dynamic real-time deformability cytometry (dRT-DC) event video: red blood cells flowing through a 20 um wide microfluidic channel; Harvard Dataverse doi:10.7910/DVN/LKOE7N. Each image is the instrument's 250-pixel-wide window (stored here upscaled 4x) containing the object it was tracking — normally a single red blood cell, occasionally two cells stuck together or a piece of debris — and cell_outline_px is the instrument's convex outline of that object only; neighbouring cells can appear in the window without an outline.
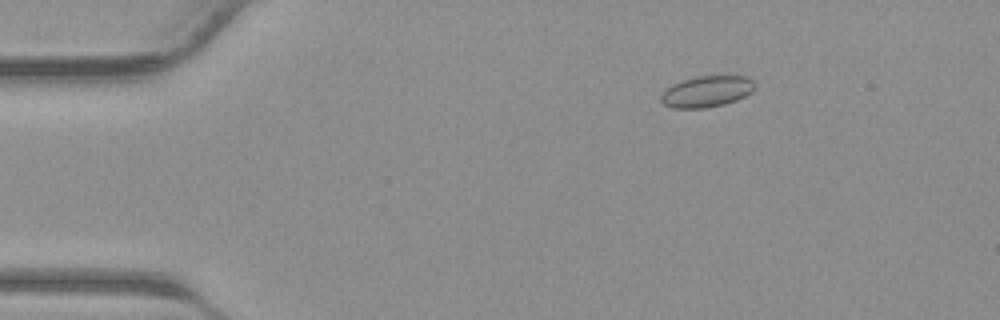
{"species": "common noctule bat (a hibernating species)", "species_latin": "Nyctalus noctula", "temperature_condition": "warm", "stored_images_in_passage": 32, "camera_frame_rate_fps": 3000, "um_per_image_px": 0.085, "animal": {"sex": "male", "body_mass_g": 23.1, "forearm_length_mm": 52.7}, "frame": {"image": 1, "passage_image": 2, "time_ms": 0.333, "image_size_px": [1000, 320], "cell_outline_px": [[756, 88], [752, 92], [736, 100], [724, 104], [704, 108], [672, 108], [664, 104], [660, 100], [660, 96], [672, 84], [680, 80], [696, 76], [748, 76], [756, 84]], "centroid_in_image_um": [60.09, 7.77], "position_along_channel_um": 24.9, "area_um2": 17.17}}
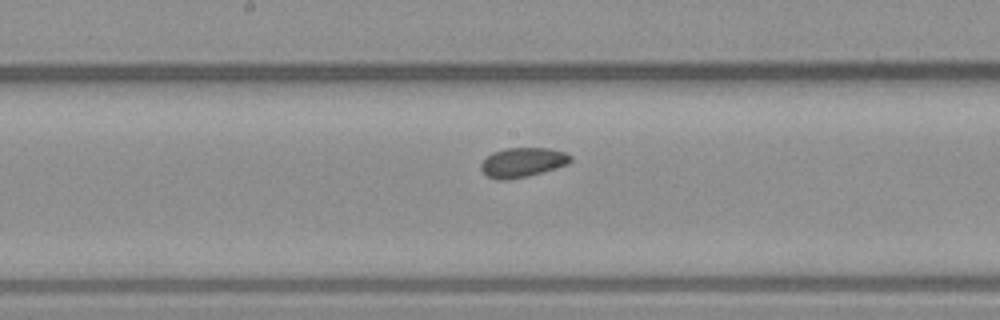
{"frame": {"image": 2, "passage_image": 17, "time_ms": 5.333, "image_size_px": [1000, 320], "cell_outline_px": [[572, 160], [568, 164], [528, 176], [508, 180], [496, 180], [488, 176], [480, 168], [480, 164], [492, 152], [504, 148], [548, 148], [564, 152], [572, 156]], "centroid_in_image_um": [44.41, 13.8], "position_along_channel_um": 203.8, "area_um2": 15.37}}
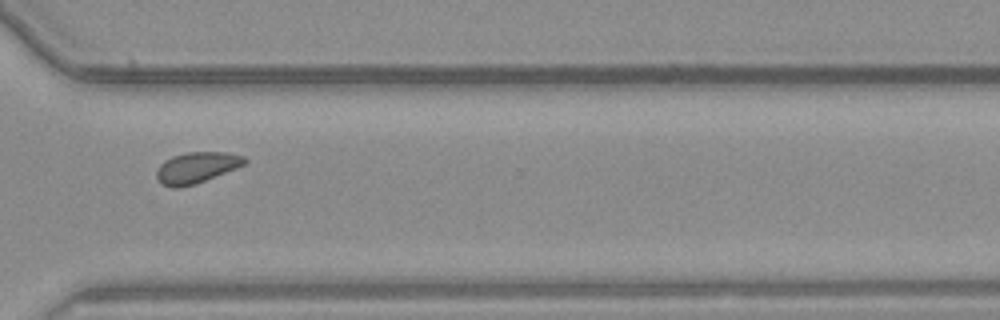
{"frame": {"image": 3, "passage_image": 26, "time_ms": 8.333, "image_size_px": [1000, 320], "cell_outline_px": [[248, 160], [244, 164], [236, 168], [196, 184], [180, 188], [172, 188], [160, 184], [156, 176], [156, 168], [164, 160], [172, 156], [188, 152], [228, 152], [244, 156]], "centroid_in_image_um": [16.67, 14.25], "position_along_channel_um": 353.9, "area_um2": 16.13}}